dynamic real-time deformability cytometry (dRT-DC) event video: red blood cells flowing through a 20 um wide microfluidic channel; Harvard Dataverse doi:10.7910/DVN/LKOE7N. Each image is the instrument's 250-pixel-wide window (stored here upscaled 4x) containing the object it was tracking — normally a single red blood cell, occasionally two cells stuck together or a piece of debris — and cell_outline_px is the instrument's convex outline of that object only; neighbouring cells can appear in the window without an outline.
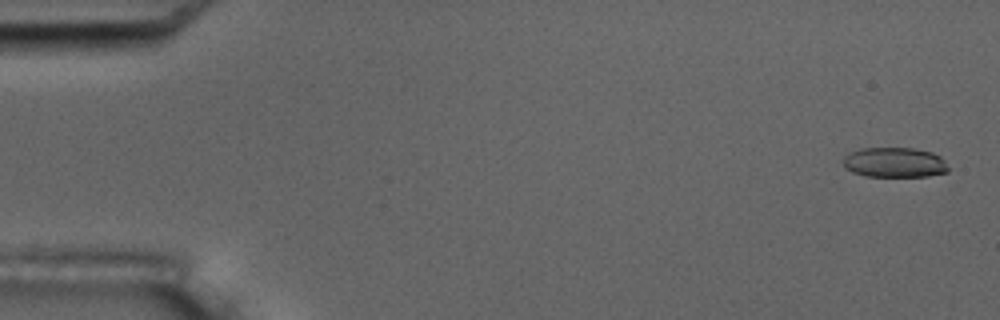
{"species": "common noctule bat (a hibernating species)", "species_latin": "Nyctalus noctula", "temperature_condition": "room temperature", "stored_images_in_passage": 15, "camera_frame_rate_fps": 3000, "um_per_image_px": 0.085, "animal": {"sex": "male", "body_mass_g": 17.5, "forearm_length_mm": 52.3}, "frame": {"image": 1, "passage_image": 1, "time_ms": 0.0, "image_size_px": [1000, 320], "cell_outline_px": [[948, 172], [928, 176], [864, 176], [852, 172], [844, 168], [844, 156], [848, 152], [860, 148], [912, 148], [932, 152], [940, 156], [944, 160], [948, 168]], "centroid_in_image_um": [76.01, 13.8], "position_along_channel_um": 9.0, "area_um2": 18.5}}
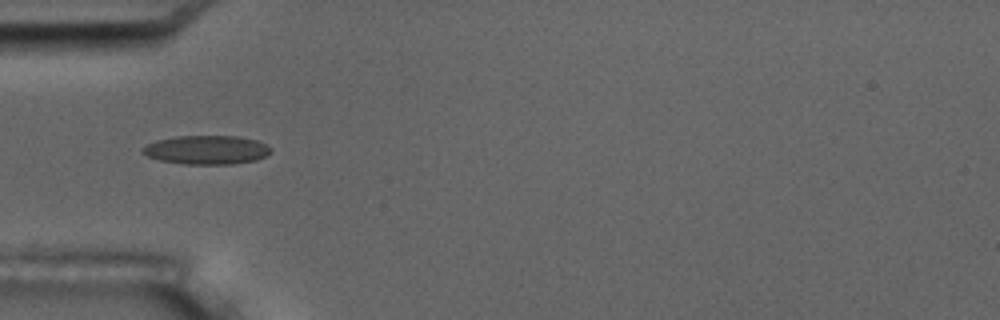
{"frame": {"image": 2, "passage_image": 5, "time_ms": 5.333, "image_size_px": [1000, 320], "cell_outline_px": [[272, 148], [264, 156], [256, 160], [232, 164], [184, 164], [160, 160], [148, 156], [140, 152], [140, 148], [156, 140], [176, 136], [236, 136], [256, 140]], "centroid_in_image_um": [17.51, 12.74], "position_along_channel_um": 67.5, "area_um2": 21.44}, "authors_computed_cell_mechanics": {"area_um2": 19.8254, "velocity_mm_per_s": 3.6671, "shape_relaxation_time_tau1_ms": null, "shape_relaxation_time_tau2_ms": 1.9637, "deformation_change_tau1": null, "deformation_change_tau2": 0.061}}